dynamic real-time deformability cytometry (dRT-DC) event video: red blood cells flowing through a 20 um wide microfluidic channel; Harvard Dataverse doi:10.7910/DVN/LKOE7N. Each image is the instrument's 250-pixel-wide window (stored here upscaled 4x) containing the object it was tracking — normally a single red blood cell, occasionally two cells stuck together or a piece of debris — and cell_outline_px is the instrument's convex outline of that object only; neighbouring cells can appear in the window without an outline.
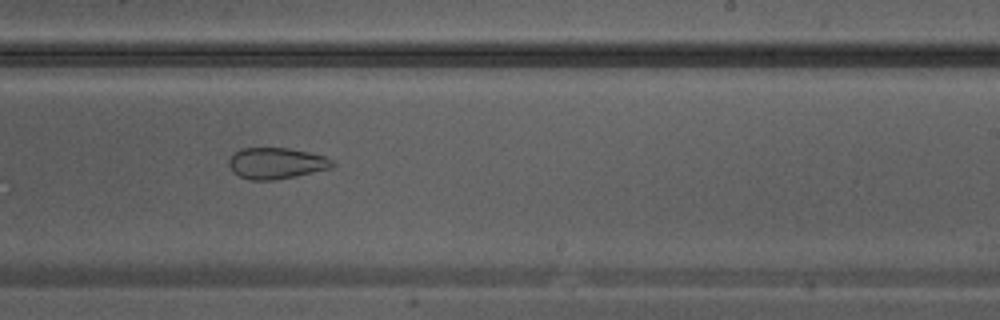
{"species": "Egyptian fruit bat (a non-hibernating species)", "species_latin": "Rousettus aegyptiacus", "temperature_condition": "warm", "stored_images_in_passage": 21, "camera_frame_rate_fps": 3000, "um_per_image_px": 0.085, "animal": {"sex": "male"}, "frame": {"image": 1, "passage_image": 10, "time_ms": 3.0, "image_size_px": [1000, 320], "cell_outline_px": [[336, 164], [332, 168], [272, 180], [252, 180], [240, 176], [232, 172], [228, 164], [228, 160], [232, 152], [240, 148], [288, 148], [308, 152], [324, 156], [332, 160]], "centroid_in_image_um": [23.43, 13.86], "position_along_channel_um": 265.6, "area_um2": 18.79}}